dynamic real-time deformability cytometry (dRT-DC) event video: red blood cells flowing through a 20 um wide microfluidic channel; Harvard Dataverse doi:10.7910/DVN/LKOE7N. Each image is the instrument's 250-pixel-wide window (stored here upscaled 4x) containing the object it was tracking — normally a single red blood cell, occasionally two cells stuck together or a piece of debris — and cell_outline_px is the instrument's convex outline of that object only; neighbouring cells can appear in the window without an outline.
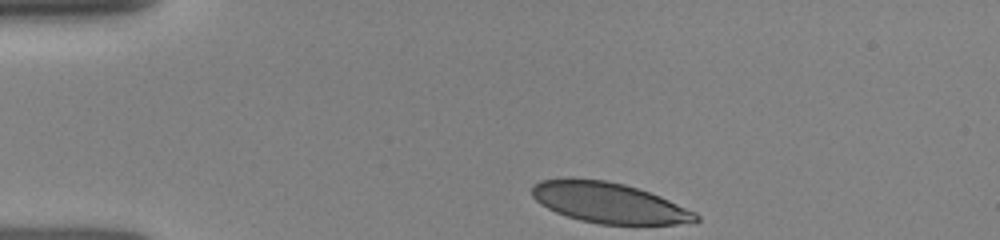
{"species": "human", "species_latin": "Homo sapiens", "temperature_condition": "room temperature", "stored_images_in_passage": 27, "camera_frame_rate_fps": 3000, "um_per_image_px": 0.085, "donor": {"sex": "female"}, "frame": {"image": 1, "passage_image": 1, "time_ms": 0.0, "image_size_px": [1000, 240], "cell_outline_px": [[700, 220], [676, 224], [600, 224], [580, 220], [556, 212], [540, 204], [532, 196], [532, 184], [540, 180], [568, 176], [604, 180], [624, 184], [660, 196], [696, 212], [700, 216]], "centroid_in_image_um": [51.7, 17.21], "position_along_channel_um": 33.3, "area_um2": 38.84}}
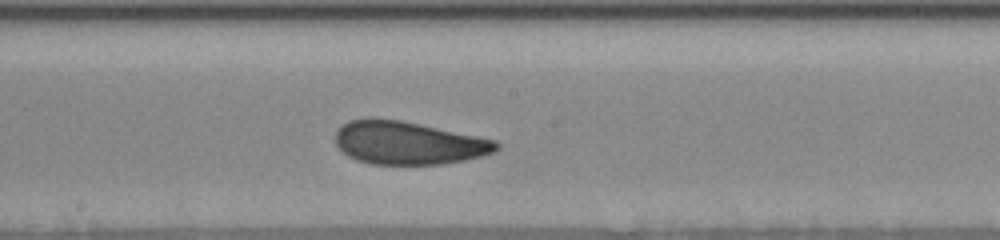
{"frame": {"image": 2, "passage_image": 16, "time_ms": 5.667, "image_size_px": [1000, 240], "cell_outline_px": [[500, 148], [492, 152], [480, 156], [464, 160], [444, 164], [372, 164], [356, 160], [348, 156], [336, 144], [336, 132], [348, 120], [400, 120], [420, 124], [496, 140], [500, 144]], "centroid_in_image_um": [34.74, 12.17], "position_along_channel_um": 213.5, "area_um2": 39.65}}
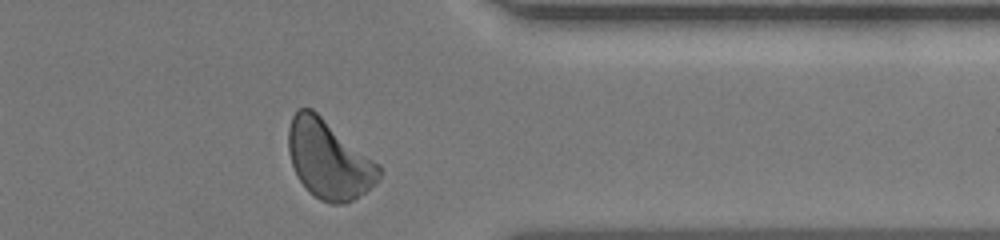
{"frame": {"image": 3, "passage_image": 27, "time_ms": 10.0, "image_size_px": [1000, 240], "cell_outline_px": [[380, 180], [364, 192], [352, 200], [344, 204], [332, 204], [320, 200], [308, 192], [300, 180], [292, 164], [288, 152], [288, 128], [292, 116], [300, 108], [312, 108], [380, 164]], "centroid_in_image_um": [27.95, 13.56], "position_along_channel_um": 383.5, "area_um2": 41.44}}